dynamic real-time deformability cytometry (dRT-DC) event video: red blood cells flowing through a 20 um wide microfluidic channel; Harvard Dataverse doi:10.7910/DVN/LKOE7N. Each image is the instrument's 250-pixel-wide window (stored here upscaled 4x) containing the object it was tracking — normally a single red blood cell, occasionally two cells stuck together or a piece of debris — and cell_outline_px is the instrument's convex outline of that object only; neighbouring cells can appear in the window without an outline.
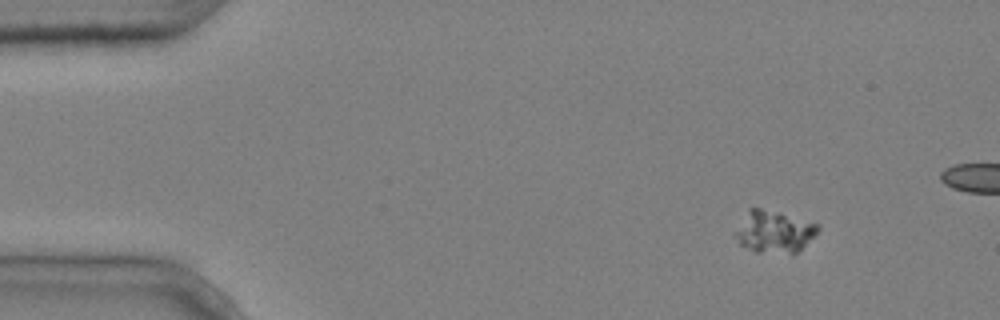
{"species": "common noctule bat (a hibernating species)", "species_latin": "Nyctalus noctula", "temperature_condition": "cold", "stored_images_in_passage": 5, "camera_frame_rate_fps": 3000, "um_per_image_px": 0.085, "animal": {"sex": "male", "body_mass_g": 20.4}, "frame": {"image": 1, "passage_image": 2, "time_ms": 0.333, "image_size_px": [1000, 320], "cell_outline_px": [[820, 228], [792, 256], [756, 252], [740, 244], [736, 236], [736, 232], [748, 208], [760, 208], [820, 224]], "centroid_in_image_um": [65.8, 19.73], "position_along_channel_um": 19.2, "area_um2": 19.88}}